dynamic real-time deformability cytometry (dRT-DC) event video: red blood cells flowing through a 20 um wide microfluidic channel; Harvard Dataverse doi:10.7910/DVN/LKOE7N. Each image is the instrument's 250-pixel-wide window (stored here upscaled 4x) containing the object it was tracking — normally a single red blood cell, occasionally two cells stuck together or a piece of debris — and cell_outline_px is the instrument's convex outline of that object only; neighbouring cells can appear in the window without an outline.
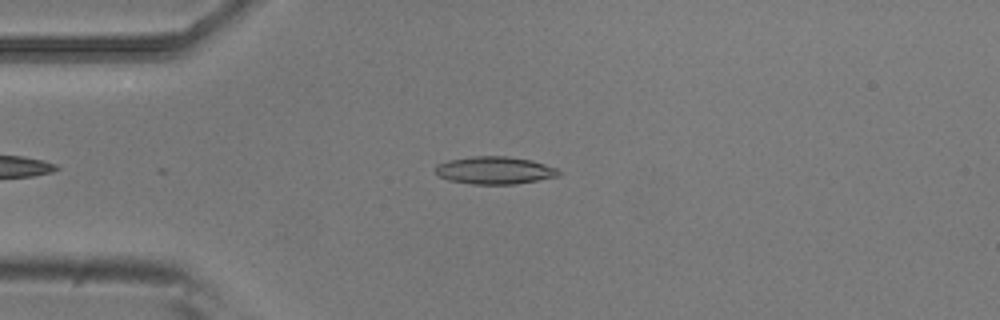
{"species": "common noctule bat (a hibernating species)", "species_latin": "Nyctalus noctula", "temperature_condition": "room temperature", "stored_images_in_passage": 5, "camera_frame_rate_fps": 3000, "um_per_image_px": 0.085, "animal": {"sex": "male", "body_mass_g": 20.5, "forearm_length_mm": 52.5}, "frame": {"image": 1, "passage_image": 5, "time_ms": 1.333, "image_size_px": [1000, 320], "cell_outline_px": [[560, 176], [516, 184], [472, 184], [448, 180], [440, 176], [436, 172], [436, 164], [448, 160], [472, 156], [508, 156], [532, 160], [556, 168], [560, 172]], "centroid_in_image_um": [42.05, 14.47], "position_along_channel_um": 42.9, "area_um2": 19.83}}